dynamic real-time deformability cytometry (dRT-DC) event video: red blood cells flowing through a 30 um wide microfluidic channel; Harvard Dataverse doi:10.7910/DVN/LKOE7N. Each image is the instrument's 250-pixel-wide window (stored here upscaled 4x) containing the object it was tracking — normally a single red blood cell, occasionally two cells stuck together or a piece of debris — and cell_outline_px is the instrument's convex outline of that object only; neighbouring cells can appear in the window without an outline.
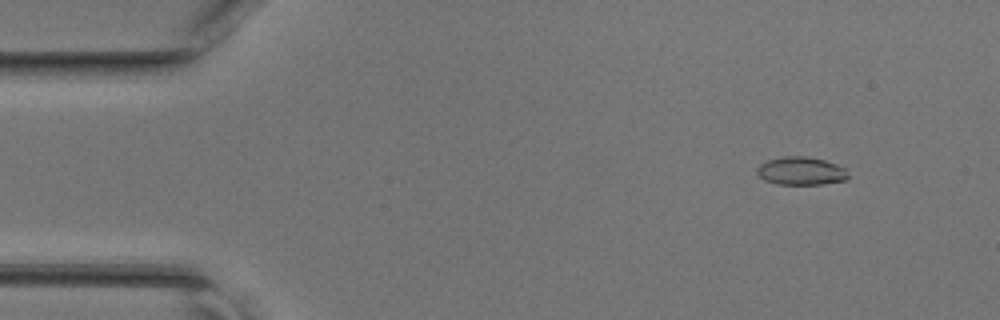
{"species": "common noctule bat (a hibernating species)", "species_latin": "Nyctalus noctula", "temperature_condition": "room temperature", "stored_images_in_passage": 42, "camera_frame_rate_fps": 3000, "um_per_image_px": 0.085, "animal": {"sex": "female", "body_mass_g": 17.0, "forearm_length_mm": 48.0}, "frame": {"image": 1, "passage_image": 1, "time_ms": 0.0, "image_size_px": [1000, 320], "cell_outline_px": [[848, 180], [820, 184], [776, 184], [764, 180], [756, 172], [756, 168], [760, 164], [768, 160], [784, 156], [804, 156], [824, 160], [836, 164], [844, 168], [848, 176]], "centroid_in_image_um": [68.06, 14.53], "position_along_channel_um": 16.9, "area_um2": 14.85}}
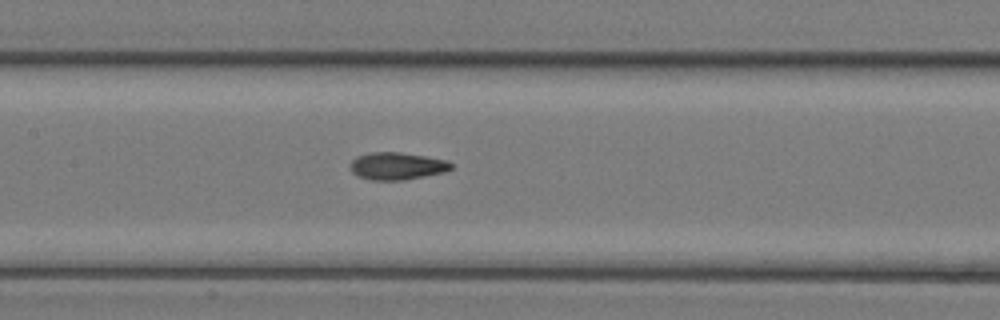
{"frame": {"image": 2, "passage_image": 18, "time_ms": 5.667, "image_size_px": [1000, 320], "cell_outline_px": [[452, 168], [444, 172], [404, 180], [372, 180], [356, 176], [352, 172], [348, 164], [356, 156], [368, 152], [400, 152], [448, 160], [452, 164]], "centroid_in_image_um": [33.69, 14.11], "position_along_channel_um": 173.7, "area_um2": 16.24}}
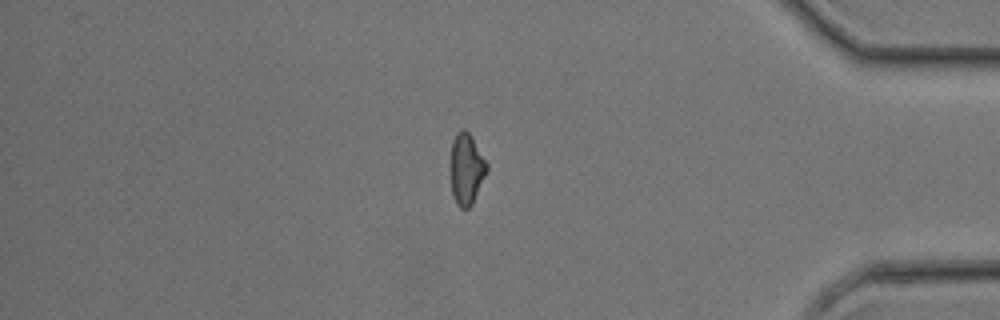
{"frame": {"image": 3, "passage_image": 35, "time_ms": 11.333, "image_size_px": [1000, 320], "cell_outline_px": [[488, 168], [472, 204], [468, 208], [460, 208], [456, 204], [452, 196], [452, 140], [456, 132], [460, 128], [464, 128], [472, 136], [488, 164]], "centroid_in_image_um": [39.65, 14.33], "position_along_channel_um": 395.5, "area_um2": 14.85}}